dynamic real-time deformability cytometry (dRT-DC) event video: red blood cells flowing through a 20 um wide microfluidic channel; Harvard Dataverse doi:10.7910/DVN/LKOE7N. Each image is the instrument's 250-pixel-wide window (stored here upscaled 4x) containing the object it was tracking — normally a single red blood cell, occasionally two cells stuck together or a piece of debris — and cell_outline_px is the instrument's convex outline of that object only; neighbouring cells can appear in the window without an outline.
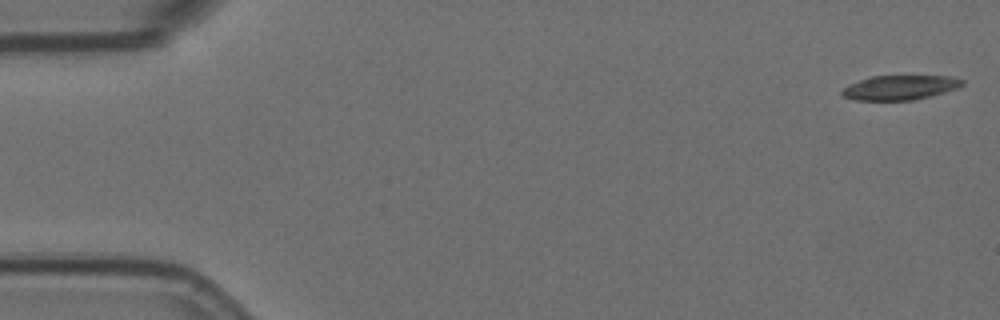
{"species": "Egyptian fruit bat (a non-hibernating species)", "species_latin": "Rousettus aegyptiacus", "temperature_condition": "room temperature", "stored_images_in_passage": 14, "camera_frame_rate_fps": 3000, "um_per_image_px": 0.085, "animal": {"sex": "female"}, "frame": {"image": 1, "passage_image": 1, "time_ms": 0.0, "image_size_px": [1000, 320], "cell_outline_px": [[964, 84], [956, 88], [944, 92], [912, 100], [856, 100], [840, 96], [840, 92], [848, 84], [872, 76], [948, 76], [964, 80]], "centroid_in_image_um": [76.44, 7.44], "position_along_channel_um": 8.6, "area_um2": 17.05}}
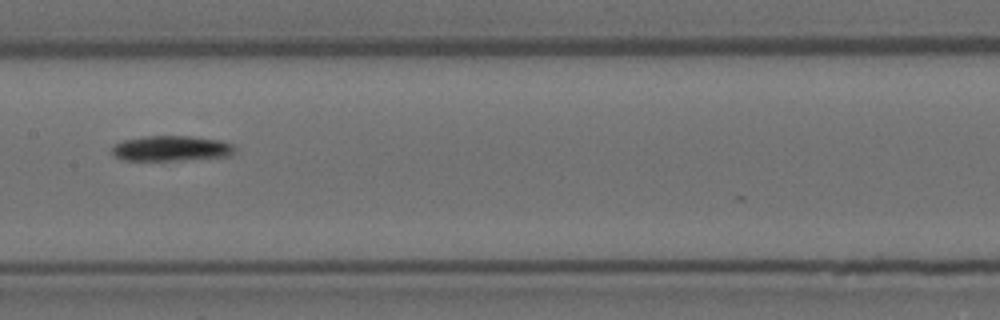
{"frame": {"image": 2, "passage_image": 8, "time_ms": 2.333, "image_size_px": [1000, 320], "cell_outline_px": [[236, 152], [228, 156], [184, 160], [124, 160], [116, 156], [112, 152], [112, 148], [120, 140], [144, 136], [192, 136], [220, 140], [232, 144], [236, 148]], "centroid_in_image_um": [14.58, 12.61], "position_along_channel_um": 192.8, "area_um2": 18.21}}
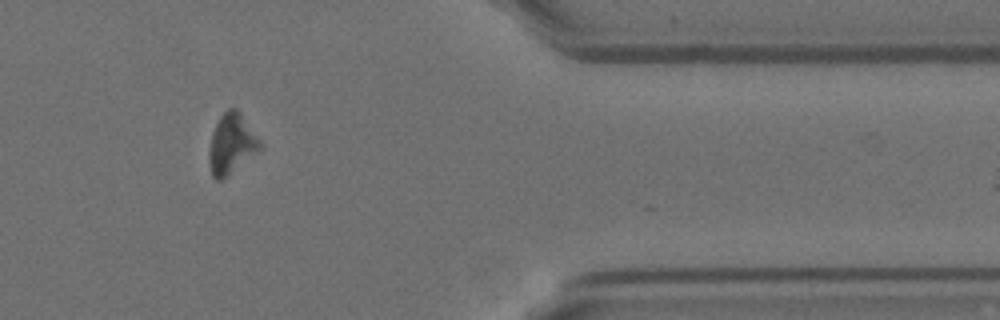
{"frame": {"image": 3, "passage_image": 13, "time_ms": 4.0, "image_size_px": [1000, 320], "cell_outline_px": [[264, 144], [260, 148], [228, 176], [220, 180], [216, 180], [212, 176], [208, 160], [208, 152], [212, 132], [220, 116], [228, 108], [236, 108], [240, 112]], "centroid_in_image_um": [19.66, 12.22], "position_along_channel_um": 391.7, "area_um2": 17.8}}